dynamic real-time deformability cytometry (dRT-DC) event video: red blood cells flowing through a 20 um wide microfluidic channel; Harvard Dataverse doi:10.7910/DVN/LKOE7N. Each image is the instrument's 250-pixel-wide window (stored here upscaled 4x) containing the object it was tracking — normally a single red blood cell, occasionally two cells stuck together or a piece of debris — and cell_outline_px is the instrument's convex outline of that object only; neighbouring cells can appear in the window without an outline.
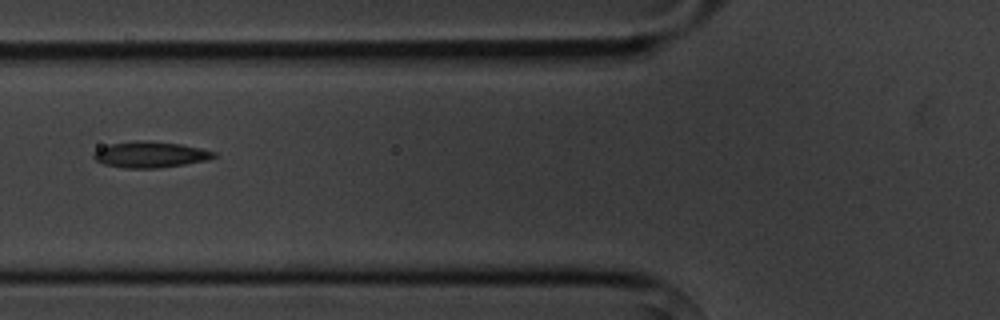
{"species": "common noctule bat (a hibernating species)", "species_latin": "Nyctalus noctula", "temperature_condition": "cold", "stored_images_in_passage": 3, "camera_frame_rate_fps": 3000, "um_per_image_px": 0.085, "animal": {"sex": "male", "body_mass_g": 20.1, "forearm_length_mm": 53.5}, "frame": {"image": 1, "passage_image": 3, "time_ms": 2.333, "image_size_px": [1000, 320], "cell_outline_px": [[216, 156], [208, 160], [184, 164], [156, 168], [124, 168], [104, 164], [96, 160], [92, 156], [92, 152], [108, 144], [136, 140], [148, 140], [180, 144], [200, 148], [216, 152]], "centroid_in_image_um": [12.74, 13.13], "position_along_channel_um": 113.1, "area_um2": 18.32}}